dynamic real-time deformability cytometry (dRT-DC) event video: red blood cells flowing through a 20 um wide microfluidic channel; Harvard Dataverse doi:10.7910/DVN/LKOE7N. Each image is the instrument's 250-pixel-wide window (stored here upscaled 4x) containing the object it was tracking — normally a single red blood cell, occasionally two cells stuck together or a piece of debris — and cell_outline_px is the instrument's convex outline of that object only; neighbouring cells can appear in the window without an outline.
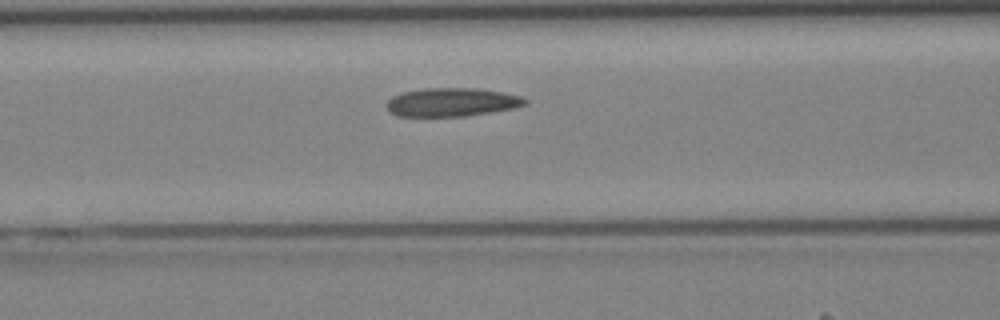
{"species": "Egyptian fruit bat (a non-hibernating species)", "species_latin": "Rousettus aegyptiacus", "temperature_condition": "cold", "stored_images_in_passage": 36, "camera_frame_rate_fps": 3000, "um_per_image_px": 0.085, "animal": {"sex": "female"}, "frame": {"image": 1, "passage_image": 11, "time_ms": 3.333, "image_size_px": [1000, 320], "cell_outline_px": [[528, 104], [516, 108], [468, 116], [396, 116], [388, 112], [384, 104], [392, 96], [404, 92], [424, 88], [476, 88], [500, 92], [520, 96], [528, 100]], "centroid_in_image_um": [38.38, 8.69], "position_along_channel_um": 128.2, "area_um2": 23.24}}
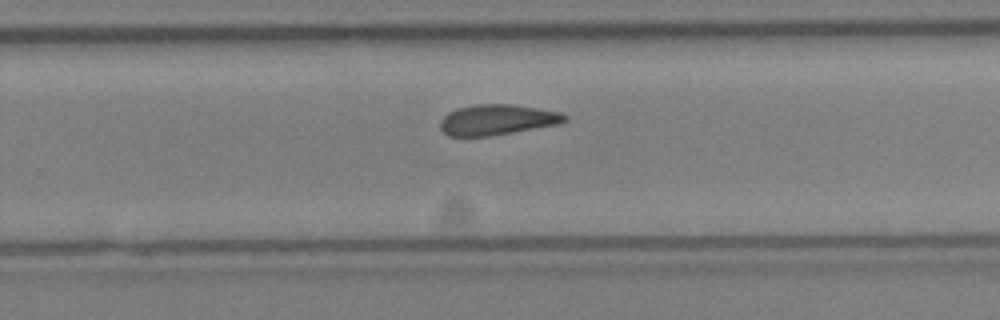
{"frame": {"image": 2, "passage_image": 21, "time_ms": 6.667, "image_size_px": [1000, 320], "cell_outline_px": [[568, 120], [560, 124], [488, 136], [448, 136], [440, 128], [440, 120], [448, 112], [456, 108], [476, 104], [512, 104], [560, 112], [568, 116]], "centroid_in_image_um": [42.25, 10.17], "position_along_channel_um": 287.5, "area_um2": 22.14}}
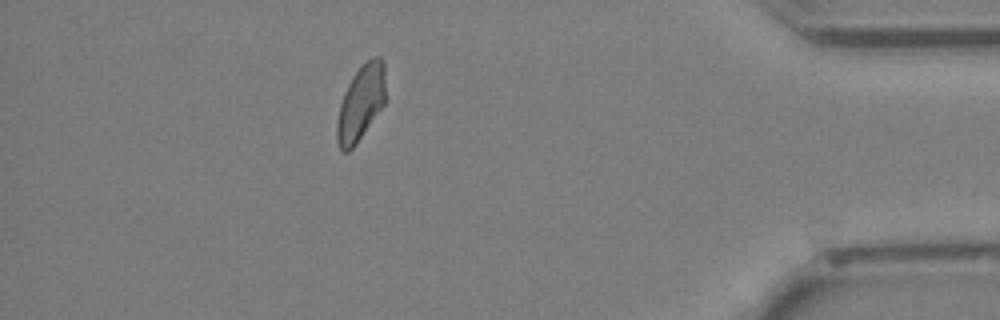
{"frame": {"image": 3, "passage_image": 31, "time_ms": 10.0, "image_size_px": [1000, 320], "cell_outline_px": [[384, 104], [356, 144], [348, 152], [340, 152], [336, 140], [336, 124], [340, 104], [344, 92], [352, 76], [372, 56], [380, 56], [384, 60]], "centroid_in_image_um": [30.64, 8.77], "position_along_channel_um": 404.6, "area_um2": 21.21}}